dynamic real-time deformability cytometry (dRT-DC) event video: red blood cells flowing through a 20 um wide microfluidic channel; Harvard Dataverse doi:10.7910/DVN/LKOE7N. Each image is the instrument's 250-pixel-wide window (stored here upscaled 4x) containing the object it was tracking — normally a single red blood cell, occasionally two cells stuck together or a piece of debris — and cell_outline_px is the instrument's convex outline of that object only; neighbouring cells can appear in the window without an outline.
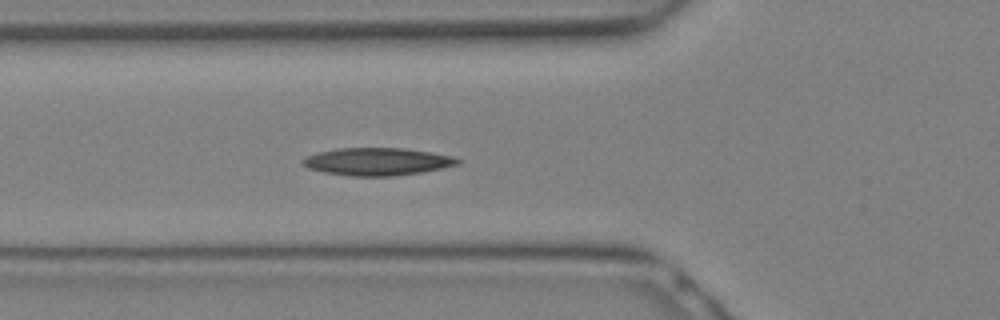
{"species": "Egyptian fruit bat (a non-hibernating species)", "species_latin": "Rousettus aegyptiacus", "temperature_condition": "warm", "stored_images_in_passage": 15, "camera_frame_rate_fps": 3000, "um_per_image_px": 0.085, "animal": {"sex": "female"}, "frame": {"image": 1, "passage_image": 8, "time_ms": 2.333, "image_size_px": [1000, 320], "cell_outline_px": [[460, 164], [420, 172], [392, 176], [352, 176], [324, 172], [308, 168], [304, 164], [304, 160], [308, 156], [320, 152], [336, 148], [404, 148], [432, 152], [452, 156], [460, 160]], "centroid_in_image_um": [32.1, 13.73], "position_along_channel_um": 93.7, "area_um2": 24.57}}
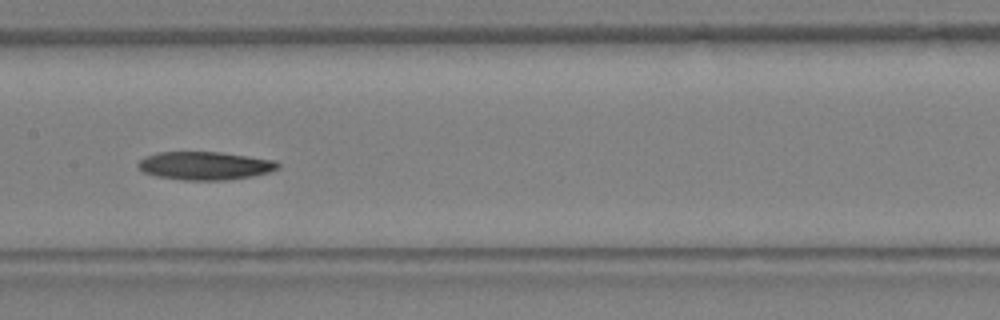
{"frame": {"image": 2, "passage_image": 12, "time_ms": 3.667, "image_size_px": [1000, 320], "cell_outline_px": [[280, 168], [268, 172], [252, 176], [224, 180], [184, 180], [156, 176], [144, 172], [136, 164], [144, 156], [156, 152], [220, 152], [276, 160], [280, 164]], "centroid_in_image_um": [17.42, 14.08], "position_along_channel_um": 190.0, "area_um2": 23.0}}
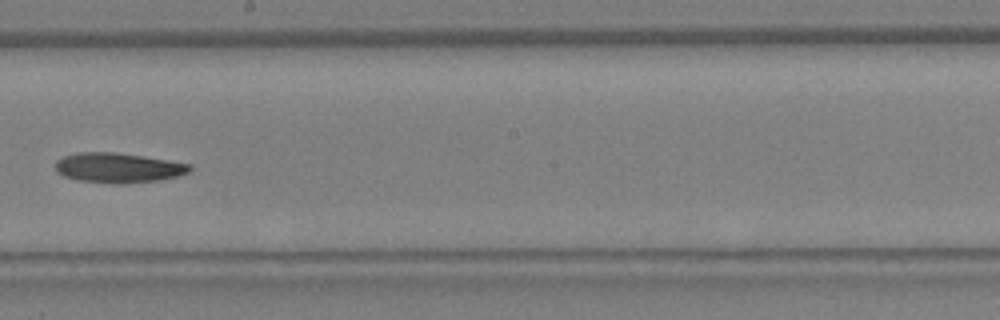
{"frame": {"image": 3, "passage_image": 14, "time_ms": 4.333, "image_size_px": [1000, 320], "cell_outline_px": [[192, 168], [188, 172], [176, 176], [160, 180], [120, 184], [116, 184], [76, 180], [64, 176], [56, 172], [56, 160], [64, 156], [80, 152], [116, 152], [144, 156], [192, 164]], "centroid_in_image_um": [10.04, 14.26], "position_along_channel_um": 238.2, "area_um2": 23.47}}